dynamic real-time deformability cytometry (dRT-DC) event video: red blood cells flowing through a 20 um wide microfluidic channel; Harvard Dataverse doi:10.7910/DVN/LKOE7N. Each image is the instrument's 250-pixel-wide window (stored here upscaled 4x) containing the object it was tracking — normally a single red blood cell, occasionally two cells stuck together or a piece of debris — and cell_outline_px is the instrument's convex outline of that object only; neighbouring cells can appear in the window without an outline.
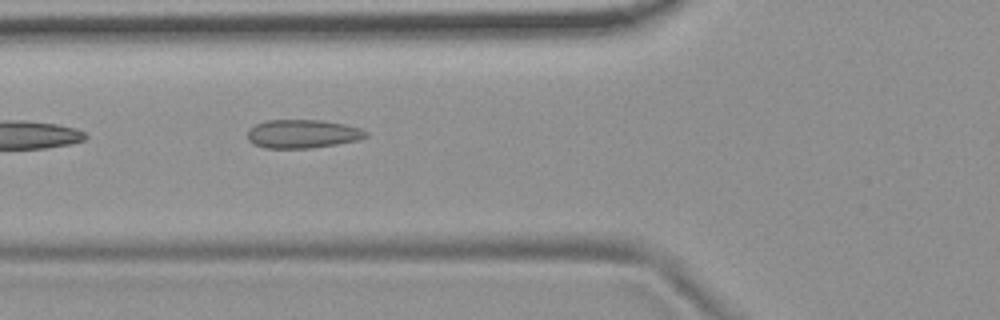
{"species": "common noctule bat (a hibernating species)", "species_latin": "Nyctalus noctula", "temperature_condition": "room temperature", "stored_images_in_passage": 6, "camera_frame_rate_fps": 3000, "um_per_image_px": 0.085, "animal": {"sex": "female", "body_mass_g": 19.9}, "frame": {"image": 1, "passage_image": 6, "time_ms": 1.667, "image_size_px": [1000, 320], "cell_outline_px": [[368, 136], [356, 140], [336, 144], [312, 148], [264, 148], [248, 140], [248, 128], [256, 124], [268, 120], [320, 120], [344, 124], [360, 128], [368, 132]], "centroid_in_image_um": [25.71, 11.37], "position_along_channel_um": 100.1, "area_um2": 19.59}}